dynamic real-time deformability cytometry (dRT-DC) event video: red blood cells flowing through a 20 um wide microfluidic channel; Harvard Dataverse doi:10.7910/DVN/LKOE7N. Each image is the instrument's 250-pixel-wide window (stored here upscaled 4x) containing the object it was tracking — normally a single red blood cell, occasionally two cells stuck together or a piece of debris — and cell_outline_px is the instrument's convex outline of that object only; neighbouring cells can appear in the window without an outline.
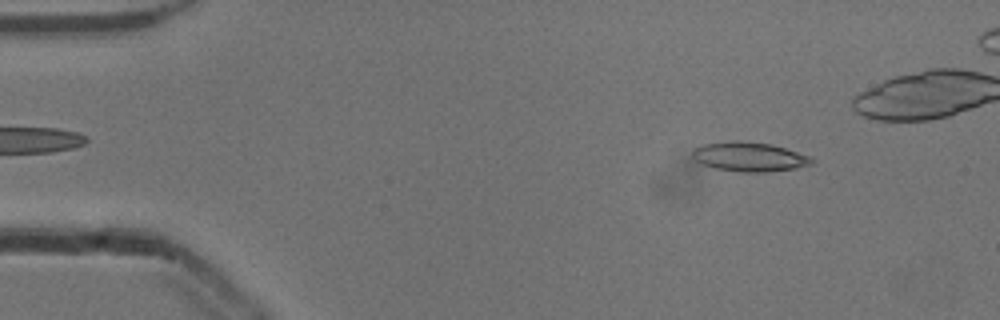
{"species": "common noctule bat (a hibernating species)", "species_latin": "Nyctalus noctula", "temperature_condition": "cold", "stored_images_in_passage": 45, "camera_frame_rate_fps": 3000, "um_per_image_px": 0.085, "animal": {"sex": "male", "body_mass_g": 13.3}, "frame": {"image": 1, "passage_image": 6, "time_ms": 1.667, "image_size_px": [1000, 320], "cell_outline_px": [[816, 160], [812, 164], [796, 168], [764, 172], [740, 172], [716, 168], [704, 164], [696, 160], [692, 156], [692, 152], [696, 148], [704, 144], [728, 140], [740, 140], [772, 144], [812, 156]], "centroid_in_image_um": [63.75, 13.31], "position_along_channel_um": 21.3, "area_um2": 20.52}}
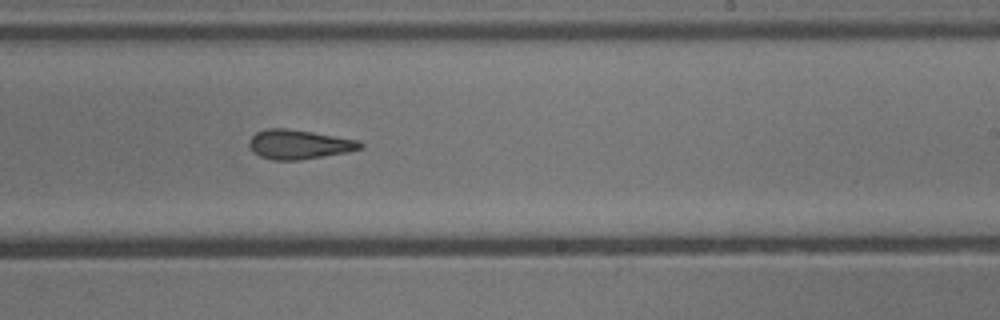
{"frame": {"image": 2, "passage_image": 31, "time_ms": 10.0, "image_size_px": [1000, 320], "cell_outline_px": [[364, 148], [348, 152], [300, 160], [272, 160], [260, 156], [252, 152], [248, 144], [248, 140], [256, 132], [264, 128], [284, 128], [312, 132], [360, 140], [364, 144]], "centroid_in_image_um": [25.41, 12.27], "position_along_channel_um": 263.6, "area_um2": 19.25}}
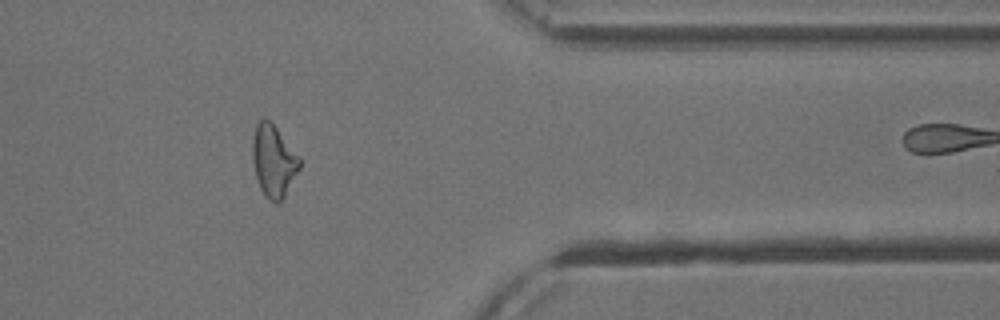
{"frame": {"image": 3, "passage_image": 42, "time_ms": 13.667, "image_size_px": [1000, 320], "cell_outline_px": [[300, 168], [284, 196], [276, 204], [268, 200], [260, 188], [256, 176], [252, 160], [252, 140], [256, 124], [264, 116], [276, 128], [300, 156]], "centroid_in_image_um": [23.24, 13.67], "position_along_channel_um": 388.2, "area_um2": 19.65}, "authors_computed_cell_mechanics": {"area_um2": 19.3052, "velocity_mm_per_s": 3.9129, "shape_relaxation_time_tau1_ms": null, "shape_relaxation_time_tau2_ms": 3.8691, "deformation_change_tau1": null, "deformation_change_tau2": 0.1464}}